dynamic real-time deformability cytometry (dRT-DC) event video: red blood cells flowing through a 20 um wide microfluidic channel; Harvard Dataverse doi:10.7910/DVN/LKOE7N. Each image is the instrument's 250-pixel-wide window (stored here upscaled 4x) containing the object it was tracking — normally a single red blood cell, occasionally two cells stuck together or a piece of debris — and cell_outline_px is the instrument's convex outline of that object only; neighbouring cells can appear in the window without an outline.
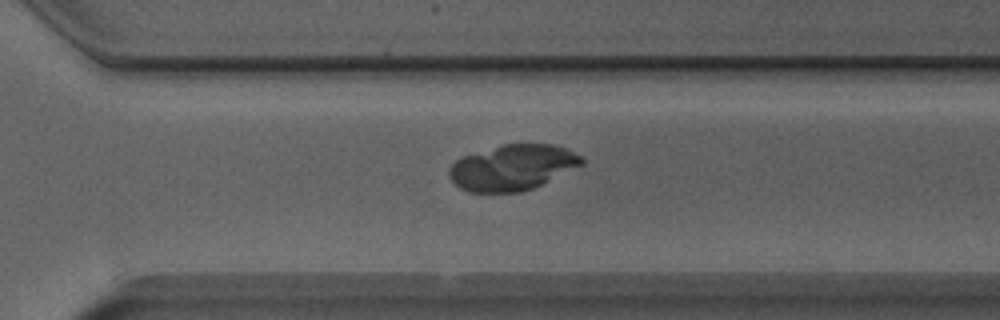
{"species": "Egyptian fruit bat (a non-hibernating species)", "species_latin": "Rousettus aegyptiacus", "temperature_condition": "room temperature", "stored_images_in_passage": 50, "camera_frame_rate_fps": 3000, "um_per_image_px": 0.085, "animal": {"sex": "male"}, "frame": {"image": 1, "passage_image": 35, "time_ms": 11.333, "image_size_px": [1000, 320], "cell_outline_px": [[584, 164], [532, 188], [520, 192], [468, 192], [460, 188], [448, 176], [448, 168], [456, 160], [464, 156], [504, 144], [552, 144], [564, 148], [580, 156], [584, 160]], "centroid_in_image_um": [43.53, 14.24], "position_along_channel_um": 327.1, "area_um2": 34.8}}